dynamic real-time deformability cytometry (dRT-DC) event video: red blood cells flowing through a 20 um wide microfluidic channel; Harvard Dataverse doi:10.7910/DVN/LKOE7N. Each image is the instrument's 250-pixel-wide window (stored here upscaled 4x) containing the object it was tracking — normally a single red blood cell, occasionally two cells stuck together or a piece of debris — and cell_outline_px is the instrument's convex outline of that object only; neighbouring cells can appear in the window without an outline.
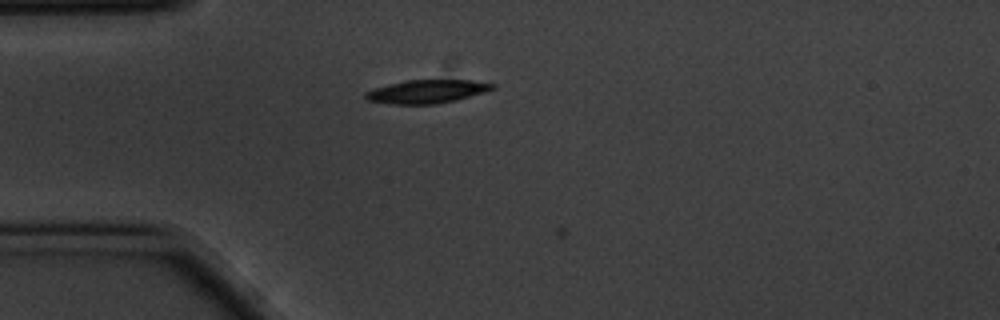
{"species": "common noctule bat (a hibernating species)", "species_latin": "Nyctalus noctula", "temperature_condition": "cold", "stored_images_in_passage": 8, "camera_frame_rate_fps": 3000, "um_per_image_px": 0.085, "animal": {"sex": "male", "body_mass_g": 20.1, "forearm_length_mm": 53.5}, "frame": {"image": 1, "passage_image": 7, "time_ms": 2.0, "image_size_px": [1000, 320], "cell_outline_px": [[496, 88], [484, 92], [456, 100], [436, 104], [388, 104], [368, 100], [364, 96], [364, 92], [388, 84], [408, 80], [472, 80], [496, 84]], "centroid_in_image_um": [36.29, 7.78], "position_along_channel_um": 48.7, "area_um2": 17.28}}